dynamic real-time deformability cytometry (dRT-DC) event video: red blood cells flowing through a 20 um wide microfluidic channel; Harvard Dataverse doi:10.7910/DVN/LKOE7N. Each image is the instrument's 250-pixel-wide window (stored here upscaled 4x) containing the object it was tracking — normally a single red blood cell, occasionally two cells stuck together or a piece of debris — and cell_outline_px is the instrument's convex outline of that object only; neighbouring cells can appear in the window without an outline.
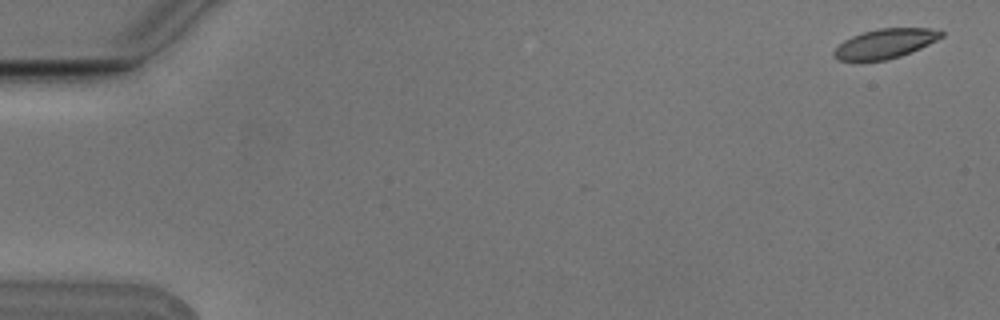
{"species": "Egyptian fruit bat (a non-hibernating species)", "species_latin": "Rousettus aegyptiacus", "temperature_condition": "cold", "stored_images_in_passage": 6, "camera_frame_rate_fps": 3000, "um_per_image_px": 0.085, "animal": {"sex": "male"}, "frame": {"image": 1, "passage_image": 6, "time_ms": 1.667, "image_size_px": [1000, 320], "cell_outline_px": [[944, 36], [920, 48], [900, 56], [884, 60], [860, 64], [840, 60], [832, 56], [832, 52], [844, 40], [852, 36], [864, 32], [880, 28], [928, 28], [944, 32]], "centroid_in_image_um": [75.16, 3.75], "position_along_channel_um": 9.8, "area_um2": 18.79}}